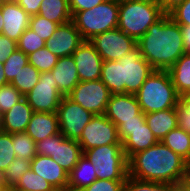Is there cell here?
<instances>
[{"label": "cell", "instance_id": "1", "mask_svg": "<svg viewBox=\"0 0 190 191\" xmlns=\"http://www.w3.org/2000/svg\"><path fill=\"white\" fill-rule=\"evenodd\" d=\"M190 164L158 141L128 160V175L142 181L183 185Z\"/></svg>", "mask_w": 190, "mask_h": 191}, {"label": "cell", "instance_id": "2", "mask_svg": "<svg viewBox=\"0 0 190 191\" xmlns=\"http://www.w3.org/2000/svg\"><path fill=\"white\" fill-rule=\"evenodd\" d=\"M137 46L141 56L159 71H168L185 54L181 27L169 14L152 24Z\"/></svg>", "mask_w": 190, "mask_h": 191}, {"label": "cell", "instance_id": "3", "mask_svg": "<svg viewBox=\"0 0 190 191\" xmlns=\"http://www.w3.org/2000/svg\"><path fill=\"white\" fill-rule=\"evenodd\" d=\"M154 71L137 46L117 61H103L100 79L111 94L135 95Z\"/></svg>", "mask_w": 190, "mask_h": 191}, {"label": "cell", "instance_id": "4", "mask_svg": "<svg viewBox=\"0 0 190 191\" xmlns=\"http://www.w3.org/2000/svg\"><path fill=\"white\" fill-rule=\"evenodd\" d=\"M135 95L144 114L176 108L180 101L168 71L155 70Z\"/></svg>", "mask_w": 190, "mask_h": 191}, {"label": "cell", "instance_id": "5", "mask_svg": "<svg viewBox=\"0 0 190 191\" xmlns=\"http://www.w3.org/2000/svg\"><path fill=\"white\" fill-rule=\"evenodd\" d=\"M164 15L156 0L119 1L118 28L138 41Z\"/></svg>", "mask_w": 190, "mask_h": 191}, {"label": "cell", "instance_id": "6", "mask_svg": "<svg viewBox=\"0 0 190 191\" xmlns=\"http://www.w3.org/2000/svg\"><path fill=\"white\" fill-rule=\"evenodd\" d=\"M119 1L105 0L92 9L76 12L72 16L77 30L84 41L118 27Z\"/></svg>", "mask_w": 190, "mask_h": 191}, {"label": "cell", "instance_id": "7", "mask_svg": "<svg viewBox=\"0 0 190 191\" xmlns=\"http://www.w3.org/2000/svg\"><path fill=\"white\" fill-rule=\"evenodd\" d=\"M83 154L93 163L97 179L126 180L128 160L122 144L93 147Z\"/></svg>", "mask_w": 190, "mask_h": 191}, {"label": "cell", "instance_id": "8", "mask_svg": "<svg viewBox=\"0 0 190 191\" xmlns=\"http://www.w3.org/2000/svg\"><path fill=\"white\" fill-rule=\"evenodd\" d=\"M36 154L50 156L69 174L83 151L77 140L68 139L59 132L37 142Z\"/></svg>", "mask_w": 190, "mask_h": 191}, {"label": "cell", "instance_id": "9", "mask_svg": "<svg viewBox=\"0 0 190 191\" xmlns=\"http://www.w3.org/2000/svg\"><path fill=\"white\" fill-rule=\"evenodd\" d=\"M89 42L103 61H117L137 47V40L118 27L94 36Z\"/></svg>", "mask_w": 190, "mask_h": 191}, {"label": "cell", "instance_id": "10", "mask_svg": "<svg viewBox=\"0 0 190 191\" xmlns=\"http://www.w3.org/2000/svg\"><path fill=\"white\" fill-rule=\"evenodd\" d=\"M24 98L34 112L53 113L57 111L63 95L51 71L41 72L38 83Z\"/></svg>", "mask_w": 190, "mask_h": 191}, {"label": "cell", "instance_id": "11", "mask_svg": "<svg viewBox=\"0 0 190 191\" xmlns=\"http://www.w3.org/2000/svg\"><path fill=\"white\" fill-rule=\"evenodd\" d=\"M111 92L101 79L80 81L68 95L75 103L94 115L105 114Z\"/></svg>", "mask_w": 190, "mask_h": 191}, {"label": "cell", "instance_id": "12", "mask_svg": "<svg viewBox=\"0 0 190 191\" xmlns=\"http://www.w3.org/2000/svg\"><path fill=\"white\" fill-rule=\"evenodd\" d=\"M60 133L71 140H78L86 124L94 116L68 96H63L57 108Z\"/></svg>", "mask_w": 190, "mask_h": 191}, {"label": "cell", "instance_id": "13", "mask_svg": "<svg viewBox=\"0 0 190 191\" xmlns=\"http://www.w3.org/2000/svg\"><path fill=\"white\" fill-rule=\"evenodd\" d=\"M82 151L108 144H122L117 126L105 114L94 115L77 140Z\"/></svg>", "mask_w": 190, "mask_h": 191}, {"label": "cell", "instance_id": "14", "mask_svg": "<svg viewBox=\"0 0 190 191\" xmlns=\"http://www.w3.org/2000/svg\"><path fill=\"white\" fill-rule=\"evenodd\" d=\"M105 116L117 128L124 121L145 119V114L140 109L136 95L128 93L111 94Z\"/></svg>", "mask_w": 190, "mask_h": 191}, {"label": "cell", "instance_id": "15", "mask_svg": "<svg viewBox=\"0 0 190 191\" xmlns=\"http://www.w3.org/2000/svg\"><path fill=\"white\" fill-rule=\"evenodd\" d=\"M84 42L80 32L71 20L57 27L46 41L48 50L58 58L72 56V53Z\"/></svg>", "mask_w": 190, "mask_h": 191}, {"label": "cell", "instance_id": "16", "mask_svg": "<svg viewBox=\"0 0 190 191\" xmlns=\"http://www.w3.org/2000/svg\"><path fill=\"white\" fill-rule=\"evenodd\" d=\"M80 81H93L101 77L103 59L89 41H84L73 53Z\"/></svg>", "mask_w": 190, "mask_h": 191}, {"label": "cell", "instance_id": "17", "mask_svg": "<svg viewBox=\"0 0 190 191\" xmlns=\"http://www.w3.org/2000/svg\"><path fill=\"white\" fill-rule=\"evenodd\" d=\"M0 10L4 20L2 34L17 42L29 27L31 16L15 0H1Z\"/></svg>", "mask_w": 190, "mask_h": 191}, {"label": "cell", "instance_id": "18", "mask_svg": "<svg viewBox=\"0 0 190 191\" xmlns=\"http://www.w3.org/2000/svg\"><path fill=\"white\" fill-rule=\"evenodd\" d=\"M117 129L127 160L134 154L144 151L158 142L146 122L135 128Z\"/></svg>", "mask_w": 190, "mask_h": 191}, {"label": "cell", "instance_id": "19", "mask_svg": "<svg viewBox=\"0 0 190 191\" xmlns=\"http://www.w3.org/2000/svg\"><path fill=\"white\" fill-rule=\"evenodd\" d=\"M30 168L52 184L55 189L68 186V173L50 156L37 154L31 160Z\"/></svg>", "mask_w": 190, "mask_h": 191}, {"label": "cell", "instance_id": "20", "mask_svg": "<svg viewBox=\"0 0 190 191\" xmlns=\"http://www.w3.org/2000/svg\"><path fill=\"white\" fill-rule=\"evenodd\" d=\"M25 132L35 143L60 132L57 113L34 112Z\"/></svg>", "mask_w": 190, "mask_h": 191}, {"label": "cell", "instance_id": "21", "mask_svg": "<svg viewBox=\"0 0 190 191\" xmlns=\"http://www.w3.org/2000/svg\"><path fill=\"white\" fill-rule=\"evenodd\" d=\"M63 96H68L80 82L78 70L72 56L58 58L57 64L51 70Z\"/></svg>", "mask_w": 190, "mask_h": 191}, {"label": "cell", "instance_id": "22", "mask_svg": "<svg viewBox=\"0 0 190 191\" xmlns=\"http://www.w3.org/2000/svg\"><path fill=\"white\" fill-rule=\"evenodd\" d=\"M34 113L25 98L16 103L10 110L1 115L2 131L13 134L25 132Z\"/></svg>", "mask_w": 190, "mask_h": 191}, {"label": "cell", "instance_id": "23", "mask_svg": "<svg viewBox=\"0 0 190 191\" xmlns=\"http://www.w3.org/2000/svg\"><path fill=\"white\" fill-rule=\"evenodd\" d=\"M145 120L158 141L178 126L176 108L147 113Z\"/></svg>", "mask_w": 190, "mask_h": 191}, {"label": "cell", "instance_id": "24", "mask_svg": "<svg viewBox=\"0 0 190 191\" xmlns=\"http://www.w3.org/2000/svg\"><path fill=\"white\" fill-rule=\"evenodd\" d=\"M97 180L93 163L83 154L76 166L68 174V186L74 191H80Z\"/></svg>", "mask_w": 190, "mask_h": 191}, {"label": "cell", "instance_id": "25", "mask_svg": "<svg viewBox=\"0 0 190 191\" xmlns=\"http://www.w3.org/2000/svg\"><path fill=\"white\" fill-rule=\"evenodd\" d=\"M38 15L59 25L72 20L69 0H43Z\"/></svg>", "mask_w": 190, "mask_h": 191}, {"label": "cell", "instance_id": "26", "mask_svg": "<svg viewBox=\"0 0 190 191\" xmlns=\"http://www.w3.org/2000/svg\"><path fill=\"white\" fill-rule=\"evenodd\" d=\"M168 72L180 96L190 91V54H183Z\"/></svg>", "mask_w": 190, "mask_h": 191}, {"label": "cell", "instance_id": "27", "mask_svg": "<svg viewBox=\"0 0 190 191\" xmlns=\"http://www.w3.org/2000/svg\"><path fill=\"white\" fill-rule=\"evenodd\" d=\"M161 142L190 164V134L179 126L171 130Z\"/></svg>", "mask_w": 190, "mask_h": 191}, {"label": "cell", "instance_id": "28", "mask_svg": "<svg viewBox=\"0 0 190 191\" xmlns=\"http://www.w3.org/2000/svg\"><path fill=\"white\" fill-rule=\"evenodd\" d=\"M39 77L38 69L28 63L18 72L11 84L25 96L38 83Z\"/></svg>", "mask_w": 190, "mask_h": 191}, {"label": "cell", "instance_id": "29", "mask_svg": "<svg viewBox=\"0 0 190 191\" xmlns=\"http://www.w3.org/2000/svg\"><path fill=\"white\" fill-rule=\"evenodd\" d=\"M181 190H182L181 185L142 181L128 175L124 183L123 191H181Z\"/></svg>", "mask_w": 190, "mask_h": 191}, {"label": "cell", "instance_id": "30", "mask_svg": "<svg viewBox=\"0 0 190 191\" xmlns=\"http://www.w3.org/2000/svg\"><path fill=\"white\" fill-rule=\"evenodd\" d=\"M12 143L16 158L32 160L37 155L36 143L26 132L13 133Z\"/></svg>", "mask_w": 190, "mask_h": 191}, {"label": "cell", "instance_id": "31", "mask_svg": "<svg viewBox=\"0 0 190 191\" xmlns=\"http://www.w3.org/2000/svg\"><path fill=\"white\" fill-rule=\"evenodd\" d=\"M14 189H21L27 191H54L55 188L47 180L34 173L31 168L26 171L18 183L13 187Z\"/></svg>", "mask_w": 190, "mask_h": 191}, {"label": "cell", "instance_id": "32", "mask_svg": "<svg viewBox=\"0 0 190 191\" xmlns=\"http://www.w3.org/2000/svg\"><path fill=\"white\" fill-rule=\"evenodd\" d=\"M29 63L34 66L38 71L49 72L57 64L58 57L51 53L45 46L28 55Z\"/></svg>", "mask_w": 190, "mask_h": 191}, {"label": "cell", "instance_id": "33", "mask_svg": "<svg viewBox=\"0 0 190 191\" xmlns=\"http://www.w3.org/2000/svg\"><path fill=\"white\" fill-rule=\"evenodd\" d=\"M31 160L15 158L4 172V181L7 187L13 188L20 177L30 170Z\"/></svg>", "mask_w": 190, "mask_h": 191}, {"label": "cell", "instance_id": "34", "mask_svg": "<svg viewBox=\"0 0 190 191\" xmlns=\"http://www.w3.org/2000/svg\"><path fill=\"white\" fill-rule=\"evenodd\" d=\"M28 56L20 50L13 52L4 62V73L8 83H11L18 72L28 64Z\"/></svg>", "mask_w": 190, "mask_h": 191}, {"label": "cell", "instance_id": "35", "mask_svg": "<svg viewBox=\"0 0 190 191\" xmlns=\"http://www.w3.org/2000/svg\"><path fill=\"white\" fill-rule=\"evenodd\" d=\"M45 46L46 42L29 27L17 41V49L25 53L27 56Z\"/></svg>", "mask_w": 190, "mask_h": 191}, {"label": "cell", "instance_id": "36", "mask_svg": "<svg viewBox=\"0 0 190 191\" xmlns=\"http://www.w3.org/2000/svg\"><path fill=\"white\" fill-rule=\"evenodd\" d=\"M59 24L51 22L40 15L30 17L29 28L45 42L51 38Z\"/></svg>", "mask_w": 190, "mask_h": 191}, {"label": "cell", "instance_id": "37", "mask_svg": "<svg viewBox=\"0 0 190 191\" xmlns=\"http://www.w3.org/2000/svg\"><path fill=\"white\" fill-rule=\"evenodd\" d=\"M24 96L11 84L7 83L0 87V115L10 110Z\"/></svg>", "mask_w": 190, "mask_h": 191}, {"label": "cell", "instance_id": "38", "mask_svg": "<svg viewBox=\"0 0 190 191\" xmlns=\"http://www.w3.org/2000/svg\"><path fill=\"white\" fill-rule=\"evenodd\" d=\"M16 158L13 149L12 134L0 131V171L5 172L8 165Z\"/></svg>", "mask_w": 190, "mask_h": 191}, {"label": "cell", "instance_id": "39", "mask_svg": "<svg viewBox=\"0 0 190 191\" xmlns=\"http://www.w3.org/2000/svg\"><path fill=\"white\" fill-rule=\"evenodd\" d=\"M125 180L97 179L80 191H123Z\"/></svg>", "mask_w": 190, "mask_h": 191}, {"label": "cell", "instance_id": "40", "mask_svg": "<svg viewBox=\"0 0 190 191\" xmlns=\"http://www.w3.org/2000/svg\"><path fill=\"white\" fill-rule=\"evenodd\" d=\"M180 26L190 25V0H186L169 13Z\"/></svg>", "mask_w": 190, "mask_h": 191}, {"label": "cell", "instance_id": "41", "mask_svg": "<svg viewBox=\"0 0 190 191\" xmlns=\"http://www.w3.org/2000/svg\"><path fill=\"white\" fill-rule=\"evenodd\" d=\"M16 50L17 42L4 34H0V62L4 64L9 56Z\"/></svg>", "mask_w": 190, "mask_h": 191}, {"label": "cell", "instance_id": "42", "mask_svg": "<svg viewBox=\"0 0 190 191\" xmlns=\"http://www.w3.org/2000/svg\"><path fill=\"white\" fill-rule=\"evenodd\" d=\"M105 0H69V8L72 16L79 11L92 9Z\"/></svg>", "mask_w": 190, "mask_h": 191}, {"label": "cell", "instance_id": "43", "mask_svg": "<svg viewBox=\"0 0 190 191\" xmlns=\"http://www.w3.org/2000/svg\"><path fill=\"white\" fill-rule=\"evenodd\" d=\"M178 126L190 134V114L187 110L178 103L176 106Z\"/></svg>", "mask_w": 190, "mask_h": 191}, {"label": "cell", "instance_id": "44", "mask_svg": "<svg viewBox=\"0 0 190 191\" xmlns=\"http://www.w3.org/2000/svg\"><path fill=\"white\" fill-rule=\"evenodd\" d=\"M17 4L30 16L38 15L43 0H15Z\"/></svg>", "mask_w": 190, "mask_h": 191}, {"label": "cell", "instance_id": "45", "mask_svg": "<svg viewBox=\"0 0 190 191\" xmlns=\"http://www.w3.org/2000/svg\"><path fill=\"white\" fill-rule=\"evenodd\" d=\"M186 0H156L160 8L165 14H169L178 5L182 4Z\"/></svg>", "mask_w": 190, "mask_h": 191}, {"label": "cell", "instance_id": "46", "mask_svg": "<svg viewBox=\"0 0 190 191\" xmlns=\"http://www.w3.org/2000/svg\"><path fill=\"white\" fill-rule=\"evenodd\" d=\"M183 37L184 51L190 54V25L180 26Z\"/></svg>", "mask_w": 190, "mask_h": 191}, {"label": "cell", "instance_id": "47", "mask_svg": "<svg viewBox=\"0 0 190 191\" xmlns=\"http://www.w3.org/2000/svg\"><path fill=\"white\" fill-rule=\"evenodd\" d=\"M145 122V119L124 121L118 128H135L143 125Z\"/></svg>", "mask_w": 190, "mask_h": 191}, {"label": "cell", "instance_id": "48", "mask_svg": "<svg viewBox=\"0 0 190 191\" xmlns=\"http://www.w3.org/2000/svg\"><path fill=\"white\" fill-rule=\"evenodd\" d=\"M179 103L189 112L190 114V91L180 96Z\"/></svg>", "mask_w": 190, "mask_h": 191}, {"label": "cell", "instance_id": "49", "mask_svg": "<svg viewBox=\"0 0 190 191\" xmlns=\"http://www.w3.org/2000/svg\"><path fill=\"white\" fill-rule=\"evenodd\" d=\"M182 191H190V166L188 169V173L185 176L184 183L182 185Z\"/></svg>", "mask_w": 190, "mask_h": 191}, {"label": "cell", "instance_id": "50", "mask_svg": "<svg viewBox=\"0 0 190 191\" xmlns=\"http://www.w3.org/2000/svg\"><path fill=\"white\" fill-rule=\"evenodd\" d=\"M7 83L8 82L4 73V64L0 62V87Z\"/></svg>", "mask_w": 190, "mask_h": 191}, {"label": "cell", "instance_id": "51", "mask_svg": "<svg viewBox=\"0 0 190 191\" xmlns=\"http://www.w3.org/2000/svg\"><path fill=\"white\" fill-rule=\"evenodd\" d=\"M7 188L6 183L4 181V173L0 171V191Z\"/></svg>", "mask_w": 190, "mask_h": 191}, {"label": "cell", "instance_id": "52", "mask_svg": "<svg viewBox=\"0 0 190 191\" xmlns=\"http://www.w3.org/2000/svg\"><path fill=\"white\" fill-rule=\"evenodd\" d=\"M3 16L0 10V34H2V30H3V26H4V22H3Z\"/></svg>", "mask_w": 190, "mask_h": 191}, {"label": "cell", "instance_id": "53", "mask_svg": "<svg viewBox=\"0 0 190 191\" xmlns=\"http://www.w3.org/2000/svg\"><path fill=\"white\" fill-rule=\"evenodd\" d=\"M54 191H74V190H72L69 187H66V188H58V189H55Z\"/></svg>", "mask_w": 190, "mask_h": 191}, {"label": "cell", "instance_id": "54", "mask_svg": "<svg viewBox=\"0 0 190 191\" xmlns=\"http://www.w3.org/2000/svg\"><path fill=\"white\" fill-rule=\"evenodd\" d=\"M1 191H16V189L11 188V187H7V188H5L4 190H1Z\"/></svg>", "mask_w": 190, "mask_h": 191}, {"label": "cell", "instance_id": "55", "mask_svg": "<svg viewBox=\"0 0 190 191\" xmlns=\"http://www.w3.org/2000/svg\"><path fill=\"white\" fill-rule=\"evenodd\" d=\"M0 131H2V119H1V115H0Z\"/></svg>", "mask_w": 190, "mask_h": 191}, {"label": "cell", "instance_id": "56", "mask_svg": "<svg viewBox=\"0 0 190 191\" xmlns=\"http://www.w3.org/2000/svg\"><path fill=\"white\" fill-rule=\"evenodd\" d=\"M16 191H27V190L16 189Z\"/></svg>", "mask_w": 190, "mask_h": 191}]
</instances>
